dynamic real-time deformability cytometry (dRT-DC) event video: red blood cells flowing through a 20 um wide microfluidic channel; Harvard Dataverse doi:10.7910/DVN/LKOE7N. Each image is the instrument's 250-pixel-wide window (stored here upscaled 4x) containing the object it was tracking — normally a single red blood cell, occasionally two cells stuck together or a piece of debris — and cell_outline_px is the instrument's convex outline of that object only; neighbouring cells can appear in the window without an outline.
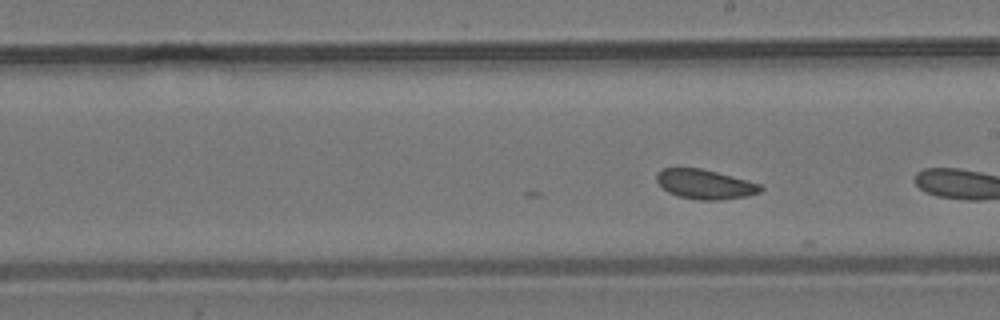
{"species": "common noctule bat (a hibernating species)", "species_latin": "Nyctalus noctula", "temperature_condition": "room temperature", "stored_images_in_passage": 25, "camera_frame_rate_fps": 3000, "um_per_image_px": 0.085, "animal": {"sex": "male", "body_mass_g": 19.2, "forearm_length_mm": 51.8}, "frame": {"image": 1, "passage_image": 25, "time_ms": 8.0, "image_size_px": [1000, 320], "cell_outline_px": [[764, 188], [760, 192], [744, 196], [720, 200], [696, 200], [676, 196], [668, 192], [656, 180], [656, 172], [664, 168], [700, 168], [732, 176], [760, 184]], "centroid_in_image_um": [59.89, 15.66], "position_along_channel_um": 229.1, "area_um2": 17.8}}